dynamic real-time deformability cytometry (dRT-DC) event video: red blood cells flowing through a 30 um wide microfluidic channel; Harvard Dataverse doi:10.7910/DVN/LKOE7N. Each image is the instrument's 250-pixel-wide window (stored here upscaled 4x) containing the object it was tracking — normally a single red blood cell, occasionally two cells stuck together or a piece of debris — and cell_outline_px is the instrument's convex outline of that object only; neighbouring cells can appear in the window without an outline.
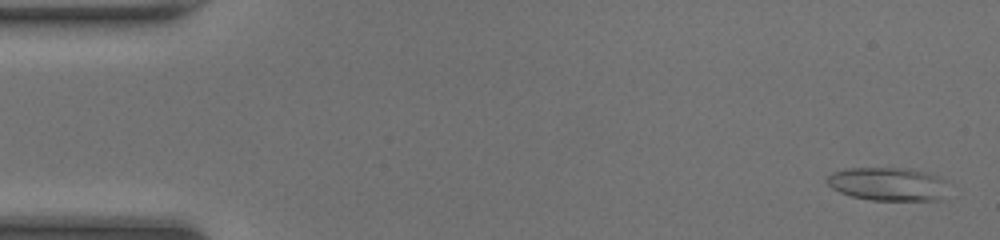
{"species": "common noctule bat (a hibernating species)", "species_latin": "Nyctalus noctula", "temperature_condition": "room temperature", "stored_images_in_passage": 48, "camera_frame_rate_fps": 3000, "um_per_image_px": 0.085, "animal": {"sex": "female", "body_mass_g": 20.0, "forearm_length_mm": 54.0}, "frame": {"image": 1, "passage_image": 2, "time_ms": 0.333, "image_size_px": [1000, 240], "cell_outline_px": [[944, 180], [940, 200], [872, 200], [852, 196], [840, 192], [832, 188], [824, 180], [832, 172], [844, 168], [912, 168], [928, 172], [940, 176]], "centroid_in_image_um": [75.4, 15.62], "position_along_channel_um": 9.6, "area_um2": 23.47}}
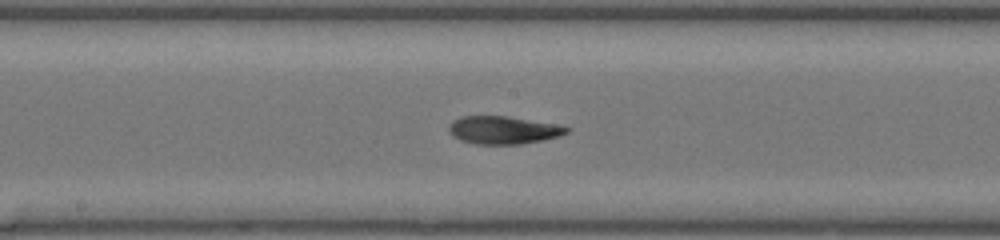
{"frame": {"image": 2, "passage_image": 25, "time_ms": 8.0, "image_size_px": [1000, 240], "cell_outline_px": [[572, 128], [568, 132], [560, 136], [544, 140], [520, 144], [476, 144], [460, 140], [452, 136], [448, 132], [448, 124], [452, 120], [460, 116], [508, 116], [556, 124]], "centroid_in_image_um": [42.75, 11.05], "position_along_channel_um": 205.4, "area_um2": 19.36}}
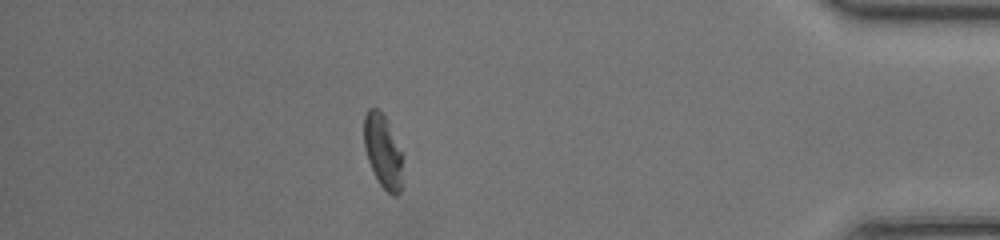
{"frame": {"image": 3, "passage_image": 42, "time_ms": 13.667, "image_size_px": [1000, 240], "cell_outline_px": [[404, 156], [400, 192], [396, 196], [392, 196], [380, 184], [368, 160], [364, 148], [364, 116], [368, 108], [376, 108], [388, 120], [404, 152]], "centroid_in_image_um": [32.59, 12.83], "position_along_channel_um": 402.6, "area_um2": 17.05}, "authors_computed_cell_mechanics": {"area_um2": 19.1896, "velocity_mm_per_s": 4.2895, "shape_relaxation_time_tau1_ms": 4.2857, "shape_relaxation_time_tau2_ms": 4.2585, "deformation_change_tau1": 0.1684, "deformation_change_tau2": 0.1404}}